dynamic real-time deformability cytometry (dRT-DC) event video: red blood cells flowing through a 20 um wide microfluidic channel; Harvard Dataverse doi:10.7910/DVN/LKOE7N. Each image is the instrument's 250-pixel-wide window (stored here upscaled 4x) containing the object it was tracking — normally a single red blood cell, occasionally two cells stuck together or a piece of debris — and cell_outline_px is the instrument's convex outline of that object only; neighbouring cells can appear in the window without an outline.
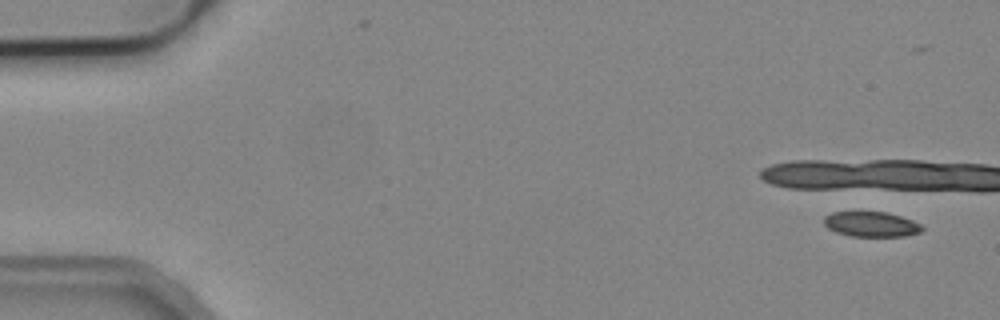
{"species": "common noctule bat (a hibernating species)", "species_latin": "Nyctalus noctula", "temperature_condition": "cold", "stored_images_in_passage": 6, "camera_frame_rate_fps": 3000, "um_per_image_px": 0.085, "animal": {"sex": "male", "body_mass_g": 19.2, "forearm_length_mm": 51.8}, "frame": {"image": 1, "passage_image": 1, "time_ms": 0.0, "image_size_px": [1000, 320], "cell_outline_px": [[924, 228], [920, 232], [904, 236], [852, 236], [836, 232], [828, 228], [824, 224], [824, 216], [832, 212], [884, 212], [900, 216], [912, 220], [920, 224]], "centroid_in_image_um": [74.04, 19.06], "position_along_channel_um": 11.0, "area_um2": 14.22}}